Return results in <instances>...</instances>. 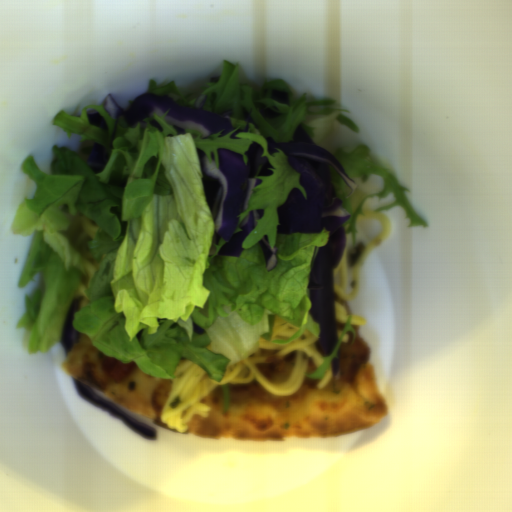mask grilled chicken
I'll return each mask as SVG.
<instances>
[{
	"mask_svg": "<svg viewBox=\"0 0 512 512\" xmlns=\"http://www.w3.org/2000/svg\"><path fill=\"white\" fill-rule=\"evenodd\" d=\"M352 327L355 328L353 344H351L353 333L348 331L346 332V334H349L348 342L341 341L337 349L339 380L350 384H353L355 373L366 362L369 355V347L361 338L358 326Z\"/></svg>",
	"mask_w": 512,
	"mask_h": 512,
	"instance_id": "277b20a1",
	"label": "grilled chicken"
},
{
	"mask_svg": "<svg viewBox=\"0 0 512 512\" xmlns=\"http://www.w3.org/2000/svg\"><path fill=\"white\" fill-rule=\"evenodd\" d=\"M334 323H335V329H336V332H337V331H343L344 325H341V324H340V323H338L336 320H334Z\"/></svg>",
	"mask_w": 512,
	"mask_h": 512,
	"instance_id": "a9712176",
	"label": "grilled chicken"
}]
</instances>
